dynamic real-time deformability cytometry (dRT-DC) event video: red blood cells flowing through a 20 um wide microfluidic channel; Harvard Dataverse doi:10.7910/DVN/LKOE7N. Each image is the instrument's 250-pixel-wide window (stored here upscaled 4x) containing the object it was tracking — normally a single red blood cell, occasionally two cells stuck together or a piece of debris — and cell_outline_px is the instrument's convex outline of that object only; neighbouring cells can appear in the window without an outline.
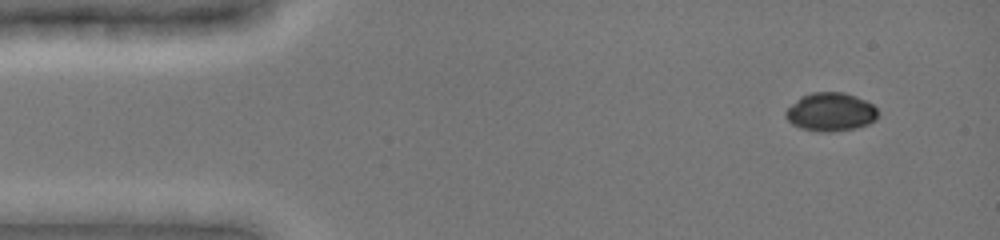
{"species": "common noctule bat (a hibernating species)", "species_latin": "Nyctalus noctula", "temperature_condition": "cold", "stored_images_in_passage": 5, "camera_frame_rate_fps": 3000, "um_per_image_px": 0.085, "animal": {"sex": "female", "body_mass_g": 19.0, "forearm_length_mm": 51.5}, "frame": {"image": 1, "passage_image": 2, "time_ms": 1.0, "image_size_px": [1000, 240], "cell_outline_px": [[876, 120], [868, 124], [856, 128], [832, 132], [820, 132], [800, 128], [792, 124], [784, 116], [784, 112], [800, 96], [812, 92], [844, 92], [856, 96], [872, 104], [876, 108]], "centroid_in_image_um": [70.57, 9.52], "position_along_channel_um": 14.4, "area_um2": 20.75}}
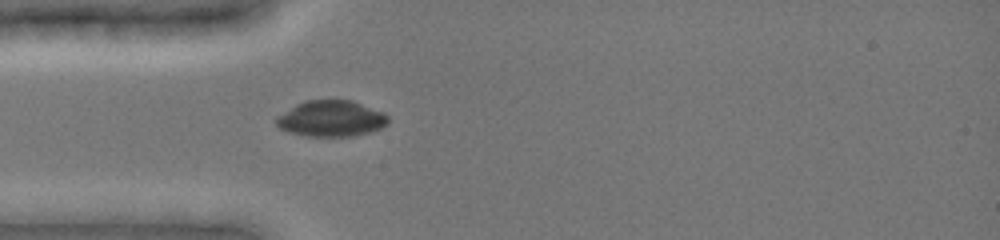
{"frame": {"image": 2, "passage_image": 5, "time_ms": 4.333, "image_size_px": [1000, 240], "cell_outline_px": [[388, 124], [380, 128], [368, 132], [352, 136], [308, 136], [288, 132], [280, 128], [276, 124], [276, 116], [296, 104], [304, 100], [352, 100], [384, 112], [388, 116]], "centroid_in_image_um": [28.14, 10.07], "position_along_channel_um": 56.9, "area_um2": 23.52}}